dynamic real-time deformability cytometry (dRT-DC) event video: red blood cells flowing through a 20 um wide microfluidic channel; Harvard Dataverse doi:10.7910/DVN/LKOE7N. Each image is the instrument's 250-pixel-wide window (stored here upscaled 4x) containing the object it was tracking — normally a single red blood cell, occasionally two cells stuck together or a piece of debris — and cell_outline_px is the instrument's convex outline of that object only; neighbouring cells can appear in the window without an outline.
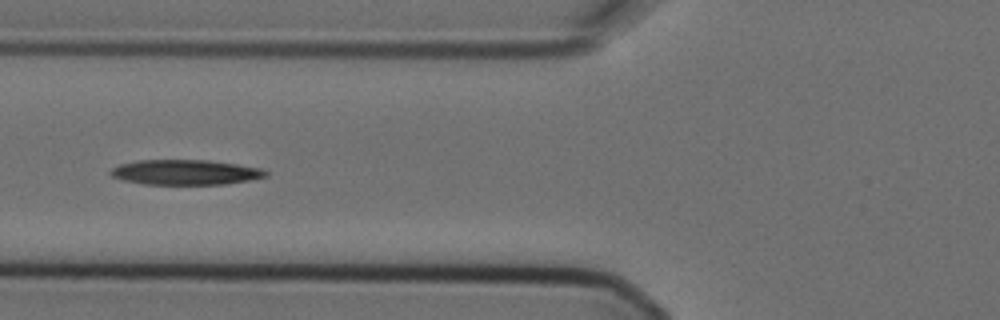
{"species": "Egyptian fruit bat (a non-hibernating species)", "species_latin": "Rousettus aegyptiacus", "temperature_condition": "cold", "stored_images_in_passage": 7, "camera_frame_rate_fps": 3000, "um_per_image_px": 0.085, "animal": {"sex": "female"}, "frame": {"image": 1, "passage_image": 5, "time_ms": 1.333, "image_size_px": [1000, 320], "cell_outline_px": [[268, 176], [248, 180], [224, 184], [144, 184], [124, 180], [112, 176], [108, 172], [112, 168], [120, 164], [136, 160], [208, 160], [236, 164], [260, 168], [268, 172]], "centroid_in_image_um": [15.73, 14.64], "position_along_channel_um": 110.1, "area_um2": 22.54}}
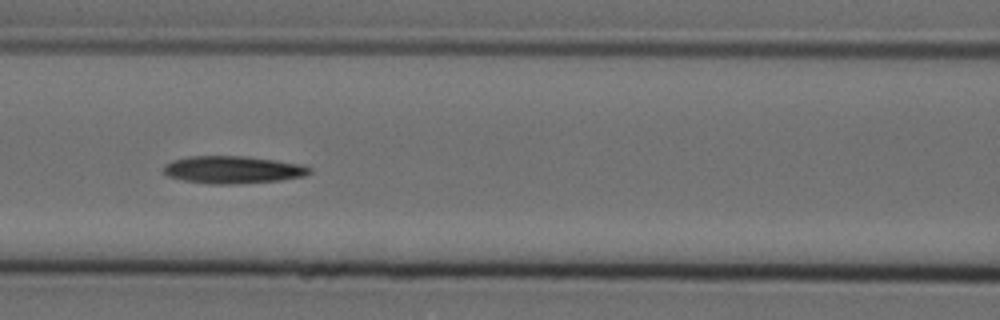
{"frame": {"image": 2, "passage_image": 6, "time_ms": 1.667, "image_size_px": [1000, 320], "cell_outline_px": [[312, 172], [304, 176], [280, 180], [232, 184], [212, 184], [184, 180], [168, 176], [164, 172], [164, 164], [172, 160], [188, 156], [244, 156], [276, 160], [300, 164], [312, 168]], "centroid_in_image_um": [19.79, 14.42], "position_along_channel_um": 146.8, "area_um2": 23.29}}
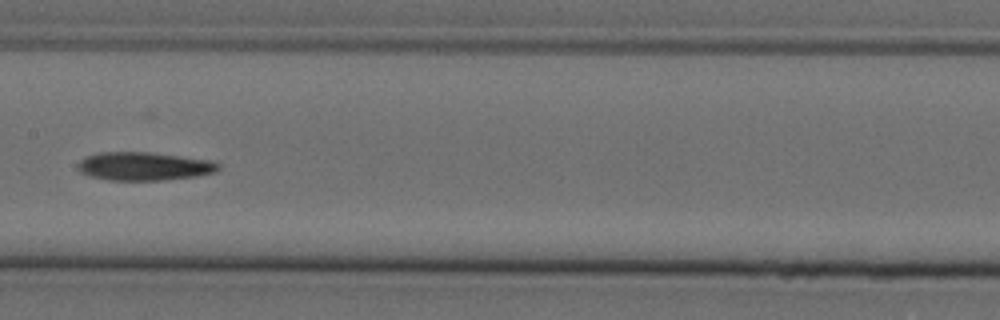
{"frame": {"image": 3, "passage_image": 7, "time_ms": 2.0, "image_size_px": [1000, 320], "cell_outline_px": [[220, 168], [216, 172], [196, 176], [160, 180], [108, 180], [92, 176], [80, 172], [76, 168], [76, 164], [84, 156], [100, 152], [148, 152], [212, 160], [220, 164]], "centroid_in_image_um": [12.22, 14.12], "position_along_channel_um": 195.2, "area_um2": 23.29}}